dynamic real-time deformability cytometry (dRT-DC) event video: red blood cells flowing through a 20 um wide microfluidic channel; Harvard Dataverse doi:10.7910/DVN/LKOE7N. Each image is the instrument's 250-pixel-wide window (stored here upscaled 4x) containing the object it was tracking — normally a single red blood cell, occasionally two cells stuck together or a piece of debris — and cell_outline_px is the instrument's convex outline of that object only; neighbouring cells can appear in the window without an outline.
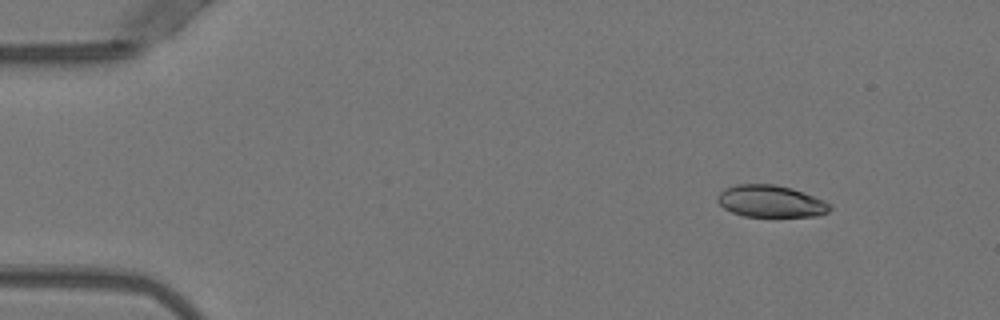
{"species": "Egyptian fruit bat (a non-hibernating species)", "species_latin": "Rousettus aegyptiacus", "temperature_condition": "warm", "stored_images_in_passage": 10, "camera_frame_rate_fps": 3000, "um_per_image_px": 0.085, "animal": {"sex": "female"}, "frame": {"image": 1, "passage_image": 1, "time_ms": 0.0, "image_size_px": [1000, 320], "cell_outline_px": [[832, 208], [828, 212], [820, 216], [744, 216], [732, 212], [724, 208], [716, 200], [720, 192], [724, 188], [736, 184], [772, 184], [792, 188], [824, 200], [832, 204]], "centroid_in_image_um": [65.53, 17.11], "position_along_channel_um": 19.5, "area_um2": 20.98}}